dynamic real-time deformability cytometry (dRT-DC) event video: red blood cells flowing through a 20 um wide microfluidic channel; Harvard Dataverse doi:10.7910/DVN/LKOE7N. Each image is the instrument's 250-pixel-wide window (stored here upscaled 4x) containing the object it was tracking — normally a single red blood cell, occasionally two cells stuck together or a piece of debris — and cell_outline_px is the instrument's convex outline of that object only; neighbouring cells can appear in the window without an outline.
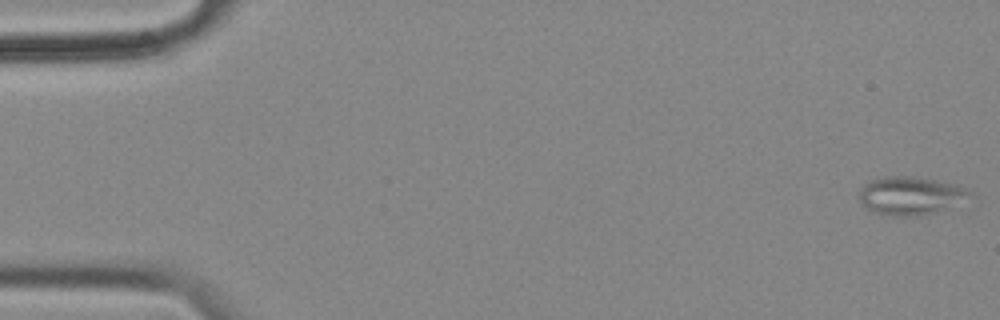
{"species": "common noctule bat (a hibernating species)", "species_latin": "Nyctalus noctula", "temperature_condition": "cold", "stored_images_in_passage": 57, "camera_frame_rate_fps": 3000, "um_per_image_px": 0.085, "animal": {"sex": "female", "body_mass_g": 18.4}, "frame": {"image": 1, "passage_image": 1, "time_ms": 0.0, "image_size_px": [1000, 320], "cell_outline_px": [[976, 196], [924, 216], [888, 216], [876, 212], [868, 208], [860, 200], [860, 188], [868, 180], [884, 176], [912, 176], [936, 180], [956, 184], [968, 188]], "centroid_in_image_um": [77.43, 16.62], "position_along_channel_um": 7.6, "area_um2": 24.85}}
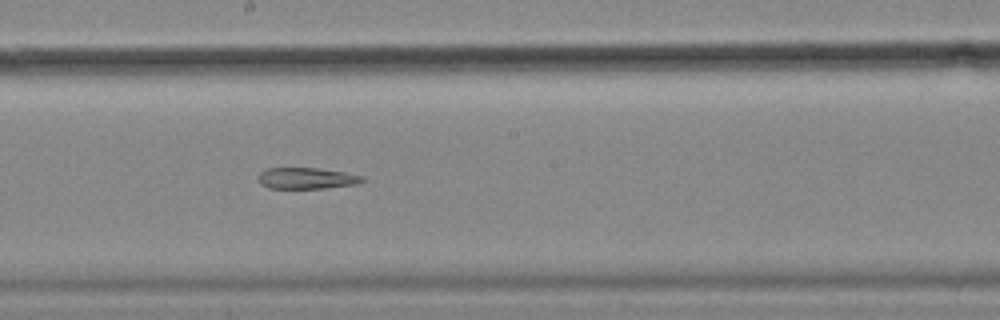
{"frame": {"image": 2, "passage_image": 31, "time_ms": 10.0, "image_size_px": [1000, 320], "cell_outline_px": [[368, 180], [356, 184], [324, 188], [268, 188], [260, 184], [256, 176], [260, 172], [268, 168], [320, 168], [344, 172], [364, 176]], "centroid_in_image_um": [26.07, 15.15], "position_along_channel_um": 222.1, "area_um2": 13.06}}
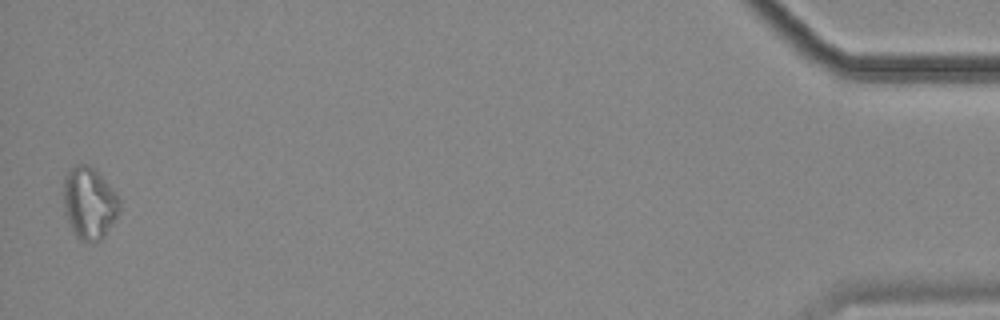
{"frame": {"image": 3, "passage_image": 56, "time_ms": 18.333, "image_size_px": [1000, 320], "cell_outline_px": [[120, 212], [104, 236], [100, 240], [80, 240], [76, 236], [64, 212], [64, 176], [76, 164], [88, 164], [96, 168], [120, 196]], "centroid_in_image_um": [7.62, 17.21], "position_along_channel_um": 427.6, "area_um2": 23.64}, "authors_computed_cell_mechanics": {"area_um2": 19.0162, "velocity_mm_per_s": 3.5369, "shape_relaxation_time_tau1_ms": null, "shape_relaxation_time_tau2_ms": 7.4274, "deformation_change_tau1": null, "deformation_change_tau2": 0.178}}